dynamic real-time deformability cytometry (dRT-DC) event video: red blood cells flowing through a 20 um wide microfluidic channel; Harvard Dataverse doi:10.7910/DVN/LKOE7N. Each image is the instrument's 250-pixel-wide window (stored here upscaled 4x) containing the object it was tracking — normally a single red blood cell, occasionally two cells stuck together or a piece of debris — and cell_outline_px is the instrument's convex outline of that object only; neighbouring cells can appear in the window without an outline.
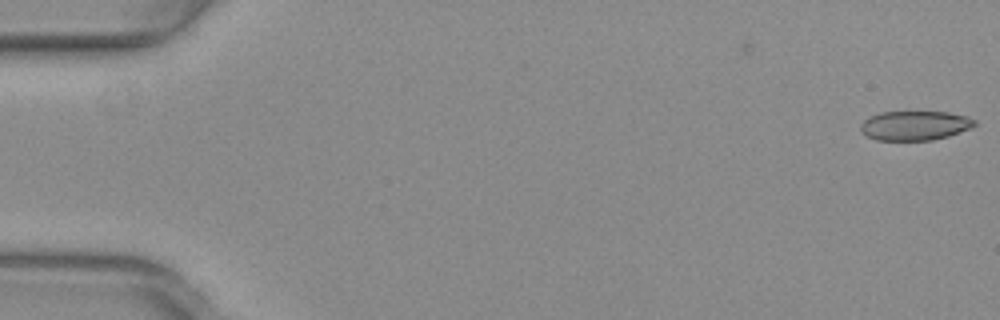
{"species": "common noctule bat (a hibernating species)", "species_latin": "Nyctalus noctula", "temperature_condition": "warm", "stored_images_in_passage": 4, "camera_frame_rate_fps": 3000, "um_per_image_px": 0.085, "animal": {"sex": "female", "body_mass_g": 29.2, "forearm_length_mm": 56.3}, "frame": {"image": 1, "passage_image": 4, "time_ms": 1.0, "image_size_px": [1000, 320], "cell_outline_px": [[976, 124], [972, 128], [948, 136], [932, 140], [876, 140], [860, 132], [860, 124], [864, 120], [880, 112], [948, 112], [968, 116], [976, 120]], "centroid_in_image_um": [77.78, 10.67], "position_along_channel_um": 7.2, "area_um2": 19.59}}